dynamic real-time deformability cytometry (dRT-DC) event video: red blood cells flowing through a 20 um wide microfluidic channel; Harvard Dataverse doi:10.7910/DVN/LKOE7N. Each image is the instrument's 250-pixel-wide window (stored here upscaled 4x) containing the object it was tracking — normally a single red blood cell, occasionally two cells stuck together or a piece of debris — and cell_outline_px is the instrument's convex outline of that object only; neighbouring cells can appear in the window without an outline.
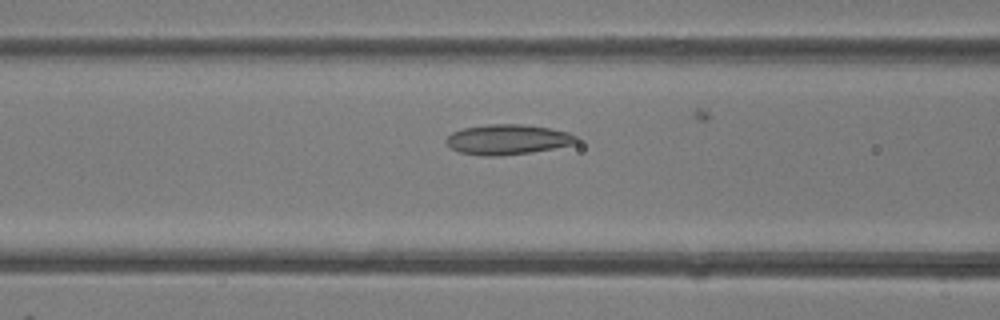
{"species": "common noctule bat (a hibernating species)", "species_latin": "Nyctalus noctula", "temperature_condition": "room temperature", "stored_images_in_passage": 26, "camera_frame_rate_fps": 3000, "um_per_image_px": 0.085, "animal": {"sex": "female"}, "frame": {"image": 1, "passage_image": 10, "time_ms": 3.0, "image_size_px": [1000, 320], "cell_outline_px": [[580, 140], [576, 144], [528, 152], [500, 156], [484, 156], [460, 152], [452, 148], [444, 140], [452, 132], [460, 128], [488, 124], [520, 124], [548, 128], [568, 132], [576, 136]], "centroid_in_image_um": [43.13, 11.85], "position_along_channel_um": 123.5, "area_um2": 22.77}}
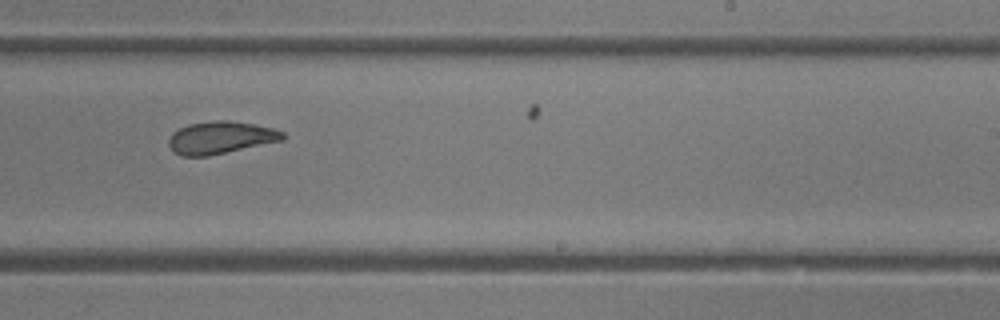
{"frame": {"image": 2, "passage_image": 19, "time_ms": 6.0, "image_size_px": [1000, 320], "cell_outline_px": [[288, 136], [284, 140], [208, 156], [180, 156], [172, 152], [168, 144], [168, 140], [172, 132], [188, 124], [216, 120], [228, 120], [252, 124], [272, 128], [284, 132]], "centroid_in_image_um": [18.74, 11.7], "position_along_channel_um": 270.3, "area_um2": 21.68}}
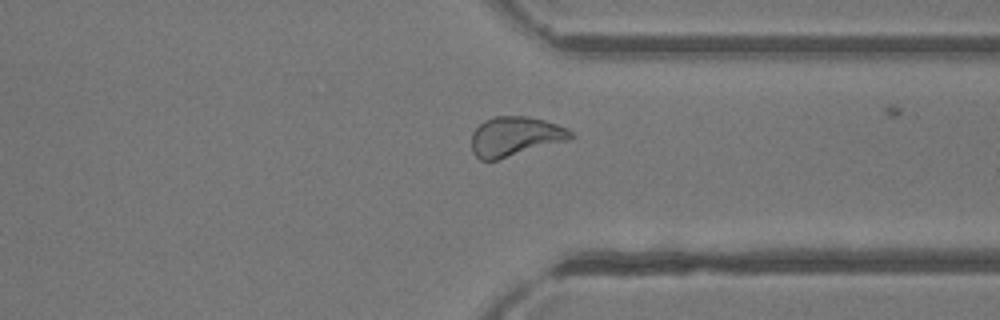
{"frame": {"image": 3, "passage_image": 25, "time_ms": 8.0, "image_size_px": [1000, 320], "cell_outline_px": [[576, 136], [568, 140], [496, 160], [480, 160], [472, 152], [472, 132], [484, 120], [496, 116], [524, 116], [544, 120], [568, 128]], "centroid_in_image_um": [43.78, 11.59], "position_along_channel_um": 367.6, "area_um2": 22.72}}